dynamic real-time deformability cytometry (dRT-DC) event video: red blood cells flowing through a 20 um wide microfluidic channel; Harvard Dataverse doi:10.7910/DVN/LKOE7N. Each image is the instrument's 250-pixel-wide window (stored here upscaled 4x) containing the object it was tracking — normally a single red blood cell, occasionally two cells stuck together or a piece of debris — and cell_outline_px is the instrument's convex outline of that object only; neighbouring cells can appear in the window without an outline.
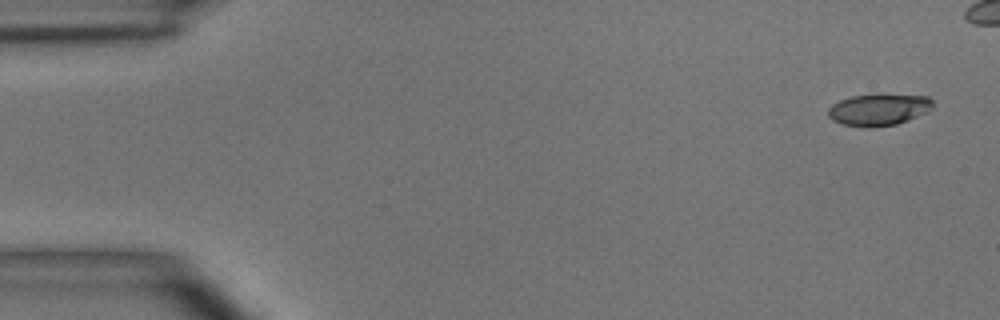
{"species": "common noctule bat (a hibernating species)", "species_latin": "Nyctalus noctula", "temperature_condition": "room temperature", "stored_images_in_passage": 5, "camera_frame_rate_fps": 3000, "um_per_image_px": 0.085, "animal": {"sex": "male", "body_mass_g": 15.6}, "frame": {"image": 1, "passage_image": 1, "time_ms": 0.0, "image_size_px": [1000, 320], "cell_outline_px": [[932, 108], [928, 112], [908, 120], [896, 124], [872, 128], [864, 128], [844, 124], [832, 120], [828, 116], [828, 108], [832, 104], [840, 100], [852, 96], [928, 96], [932, 100]], "centroid_in_image_um": [74.67, 9.36], "position_along_channel_um": 10.3, "area_um2": 18.96}}